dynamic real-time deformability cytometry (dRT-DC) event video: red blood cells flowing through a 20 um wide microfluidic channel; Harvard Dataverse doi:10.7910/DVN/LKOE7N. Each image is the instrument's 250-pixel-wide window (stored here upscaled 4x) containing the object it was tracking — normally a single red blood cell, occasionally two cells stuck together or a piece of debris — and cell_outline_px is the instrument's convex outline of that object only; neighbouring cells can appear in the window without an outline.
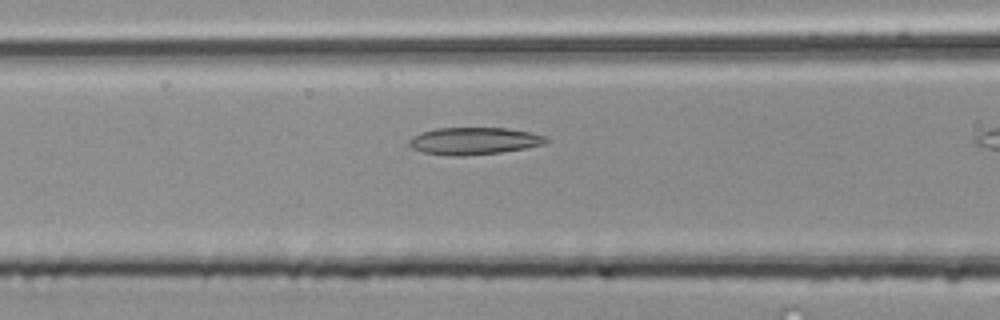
{"species": "common noctule bat (a hibernating species)", "species_latin": "Nyctalus noctula", "temperature_condition": "room temperature", "stored_images_in_passage": 15, "camera_frame_rate_fps": 3000, "um_per_image_px": 0.085, "animal": {"sex": "male", "body_mass_g": 20.4}, "frame": {"image": 1, "passage_image": 13, "time_ms": 4.0, "image_size_px": [1000, 320], "cell_outline_px": [[548, 140], [544, 144], [524, 148], [500, 152], [424, 152], [412, 148], [408, 144], [408, 140], [412, 136], [420, 132], [436, 128], [508, 128], [532, 132], [544, 136]], "centroid_in_image_um": [40.32, 11.9], "position_along_channel_um": 126.3, "area_um2": 20.4}}